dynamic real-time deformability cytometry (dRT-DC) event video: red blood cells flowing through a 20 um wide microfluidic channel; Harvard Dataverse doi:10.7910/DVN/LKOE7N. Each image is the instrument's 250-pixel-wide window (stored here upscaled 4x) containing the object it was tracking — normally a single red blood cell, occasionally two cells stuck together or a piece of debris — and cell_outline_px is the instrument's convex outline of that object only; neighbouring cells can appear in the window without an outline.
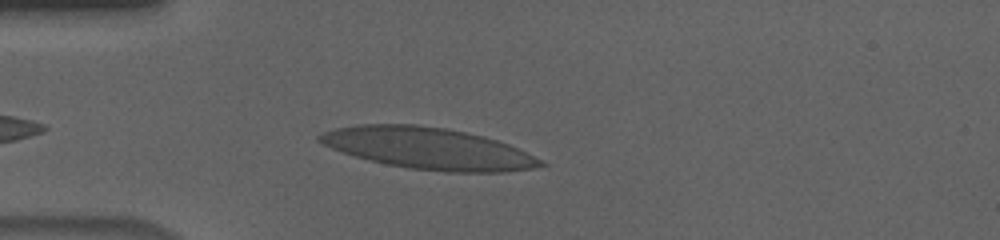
{"species": "human", "species_latin": "Homo sapiens", "temperature_condition": "cold", "stored_images_in_passage": 35, "camera_frame_rate_fps": 3000, "um_per_image_px": 0.085, "donor": {"sex": "male"}, "frame": {"image": 1, "passage_image": 4, "time_ms": 1.0, "image_size_px": [1000, 240], "cell_outline_px": [[548, 164], [532, 168], [504, 172], [444, 172], [408, 168], [368, 160], [332, 148], [316, 140], [316, 136], [324, 132], [336, 128], [356, 124], [416, 124], [444, 128], [484, 136], [508, 144], [544, 160]], "centroid_in_image_um": [36.41, 12.61], "position_along_channel_um": 48.6, "area_um2": 53.35}}
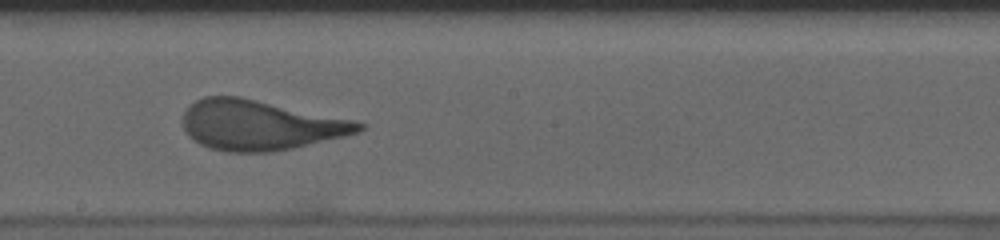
{"frame": {"image": 2, "passage_image": 20, "time_ms": 6.333, "image_size_px": [1000, 240], "cell_outline_px": [[364, 128], [360, 132], [344, 136], [292, 148], [268, 152], [228, 152], [208, 148], [192, 140], [188, 136], [184, 128], [184, 112], [196, 100], [204, 96], [240, 96], [356, 120], [364, 124]], "centroid_in_image_um": [22.1, 10.63], "position_along_channel_um": 226.1, "area_um2": 51.27}}
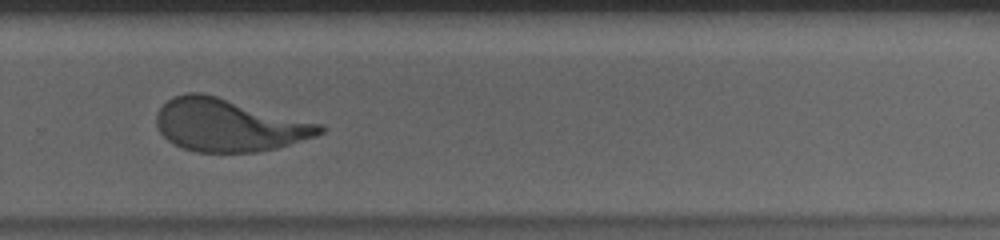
{"frame": {"image": 3, "passage_image": 27, "time_ms": 8.667, "image_size_px": [1000, 240], "cell_outline_px": [[324, 132], [316, 136], [276, 148], [256, 152], [196, 152], [172, 144], [160, 132], [156, 124], [156, 112], [172, 96], [188, 92], [200, 92], [216, 96], [324, 124]], "centroid_in_image_um": [19.44, 10.63], "position_along_channel_um": 310.4, "area_um2": 50.11}}